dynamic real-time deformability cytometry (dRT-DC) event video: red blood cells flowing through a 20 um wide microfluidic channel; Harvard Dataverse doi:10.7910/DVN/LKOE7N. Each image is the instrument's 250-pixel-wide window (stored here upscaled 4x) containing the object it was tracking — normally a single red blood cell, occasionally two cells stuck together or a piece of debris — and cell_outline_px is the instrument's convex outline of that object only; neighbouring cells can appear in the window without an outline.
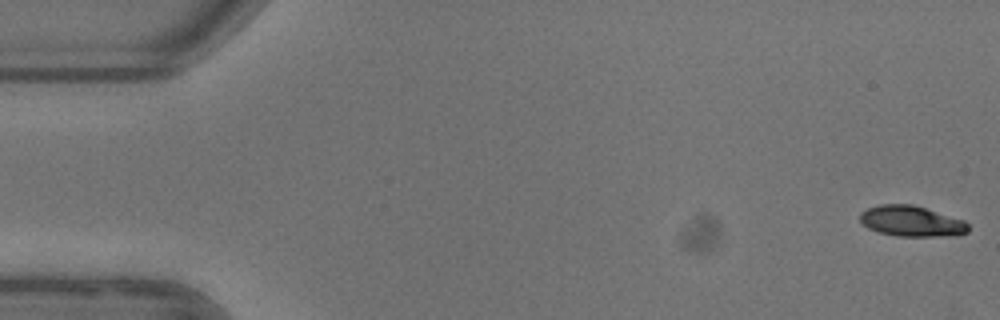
{"species": "common noctule bat (a hibernating species)", "species_latin": "Nyctalus noctula", "temperature_condition": "warm", "stored_images_in_passage": 53, "camera_frame_rate_fps": 3000, "um_per_image_px": 0.085, "animal": {"sex": "female"}, "frame": {"image": 1, "passage_image": 1, "time_ms": 0.0, "image_size_px": [1000, 320], "cell_outline_px": [[968, 232], [952, 236], [896, 236], [876, 232], [868, 228], [860, 220], [860, 212], [868, 208], [880, 204], [912, 204], [964, 220], [968, 224]], "centroid_in_image_um": [77.46, 18.8], "position_along_channel_um": 7.5, "area_um2": 19.36}}
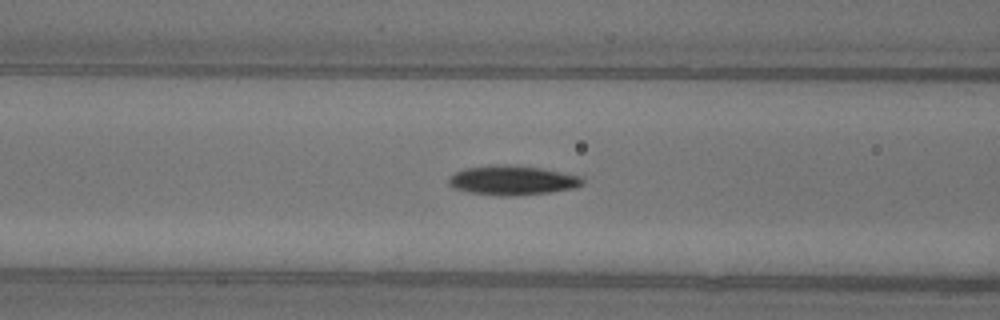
{"frame": {"image": 2, "passage_image": 21, "time_ms": 6.667, "image_size_px": [1000, 320], "cell_outline_px": [[584, 184], [576, 188], [548, 192], [508, 196], [504, 196], [468, 192], [452, 188], [448, 184], [448, 176], [464, 168], [496, 164], [508, 164], [540, 168], [580, 176], [584, 180]], "centroid_in_image_um": [43.51, 15.32], "position_along_channel_um": 123.1, "area_um2": 23.0}}
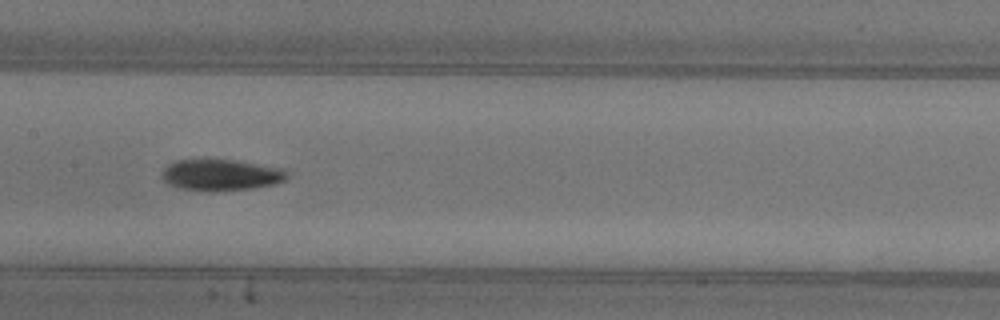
{"frame": {"image": 3, "passage_image": 26, "time_ms": 8.333, "image_size_px": [1000, 320], "cell_outline_px": [[288, 176], [284, 180], [272, 184], [252, 188], [212, 192], [204, 192], [180, 188], [168, 184], [160, 176], [164, 168], [168, 164], [176, 160], [204, 156], [236, 160], [284, 168], [288, 172]], "centroid_in_image_um": [18.72, 14.83], "position_along_channel_um": 188.7, "area_um2": 23.87}, "authors_computed_cell_mechanics": {"area_um2": 21.2704, "velocity_mm_per_s": 3.929, "shape_relaxation_time_tau1_ms": 3.7208, "shape_relaxation_time_tau2_ms": null, "deformation_change_tau1": 0.1755, "deformation_change_tau2": null}}